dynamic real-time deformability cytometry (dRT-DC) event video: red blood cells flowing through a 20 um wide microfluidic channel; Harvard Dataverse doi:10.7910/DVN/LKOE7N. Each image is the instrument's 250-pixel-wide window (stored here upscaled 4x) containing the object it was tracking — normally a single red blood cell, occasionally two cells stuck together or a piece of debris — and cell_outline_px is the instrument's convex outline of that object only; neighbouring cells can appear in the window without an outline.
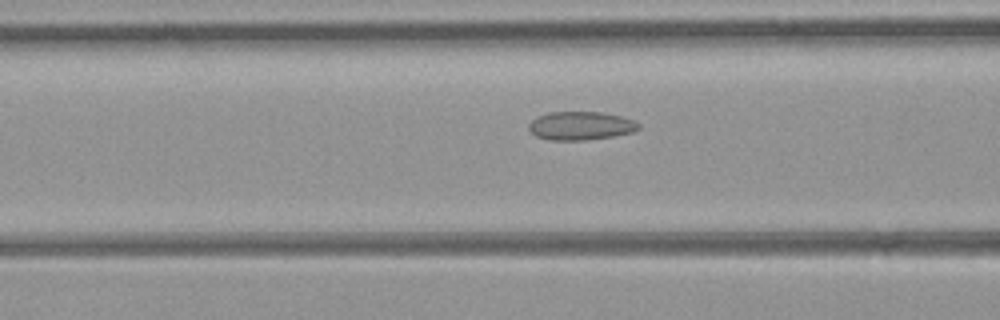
{"species": "common noctule bat (a hibernating species)", "species_latin": "Nyctalus noctula", "temperature_condition": "room temperature", "stored_images_in_passage": 47, "camera_frame_rate_fps": 3000, "um_per_image_px": 0.085, "animal": {"sex": "female", "body_mass_g": 21.9}, "frame": {"image": 1, "passage_image": 19, "time_ms": 6.0, "image_size_px": [1000, 320], "cell_outline_px": [[640, 128], [632, 132], [612, 136], [588, 140], [548, 140], [536, 136], [528, 128], [528, 124], [536, 116], [548, 112], [600, 112], [620, 116], [632, 120], [640, 124]], "centroid_in_image_um": [49.32, 10.69], "position_along_channel_um": 117.3, "area_um2": 18.21}}
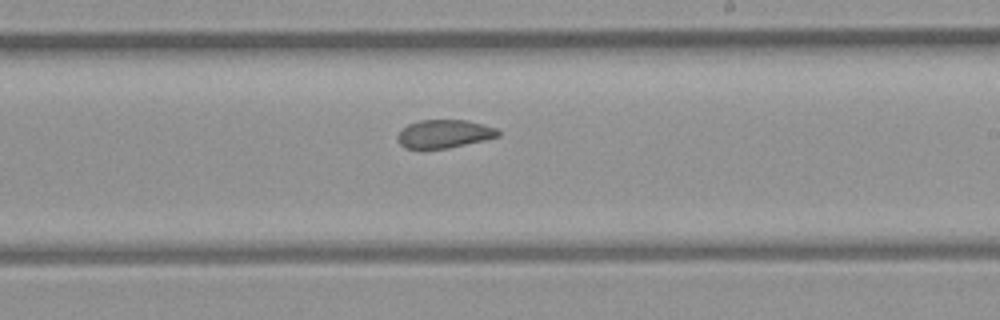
{"frame": {"image": 2, "passage_image": 28, "time_ms": 9.0, "image_size_px": [1000, 320], "cell_outline_px": [[500, 136], [484, 140], [448, 148], [424, 152], [404, 148], [400, 144], [396, 136], [408, 124], [420, 120], [468, 120], [496, 128], [500, 132]], "centroid_in_image_um": [37.71, 11.42], "position_along_channel_um": 251.3, "area_um2": 17.05}}
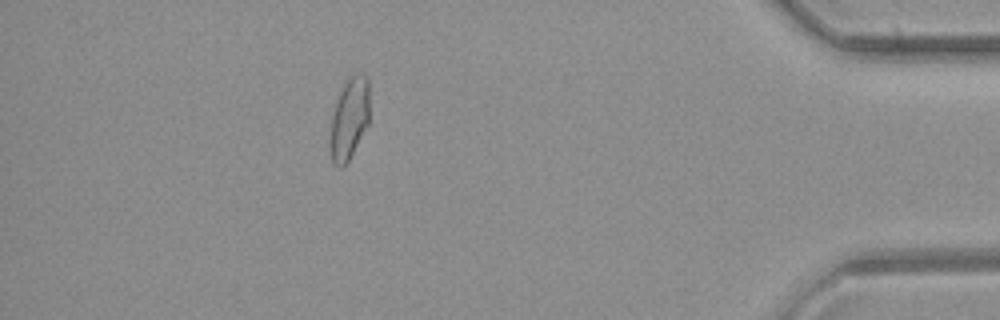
{"frame": {"image": 3, "passage_image": 42, "time_ms": 13.667, "image_size_px": [1000, 320], "cell_outline_px": [[368, 124], [348, 160], [340, 168], [332, 164], [328, 148], [328, 144], [332, 116], [340, 88], [356, 72], [360, 72], [368, 76]], "centroid_in_image_um": [29.65, 10.1], "position_along_channel_um": 405.6, "area_um2": 18.84}, "authors_computed_cell_mechanics": {"area_um2": 18.8428, "velocity_mm_per_s": 4.4583, "shape_relaxation_time_tau1_ms": null, "shape_relaxation_time_tau2_ms": 1.64, "deformation_change_tau1": null, "deformation_change_tau2": 0.0662}}